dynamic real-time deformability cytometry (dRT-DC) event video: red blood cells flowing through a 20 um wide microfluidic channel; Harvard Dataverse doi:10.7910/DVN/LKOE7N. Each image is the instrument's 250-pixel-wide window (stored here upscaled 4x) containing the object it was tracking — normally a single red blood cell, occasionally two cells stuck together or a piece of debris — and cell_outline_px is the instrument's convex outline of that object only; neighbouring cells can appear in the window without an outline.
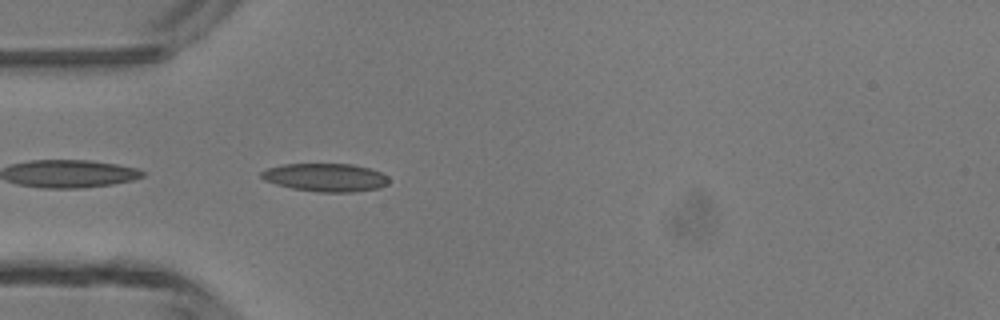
{"species": "common noctule bat (a hibernating species)", "species_latin": "Nyctalus noctula", "temperature_condition": "room temperature", "stored_images_in_passage": 34, "camera_frame_rate_fps": 3000, "um_per_image_px": 0.085, "animal": {"sex": "male", "body_mass_g": 13.3}, "frame": {"image": 1, "passage_image": 1, "time_ms": 0.0, "image_size_px": [1000, 320], "cell_outline_px": [[388, 184], [380, 188], [352, 192], [320, 192], [292, 188], [276, 184], [264, 180], [260, 176], [260, 172], [268, 168], [284, 164], [352, 164], [368, 168], [380, 172], [388, 176]], "centroid_in_image_um": [27.67, 15.08], "position_along_channel_um": 57.3, "area_um2": 20.87}}
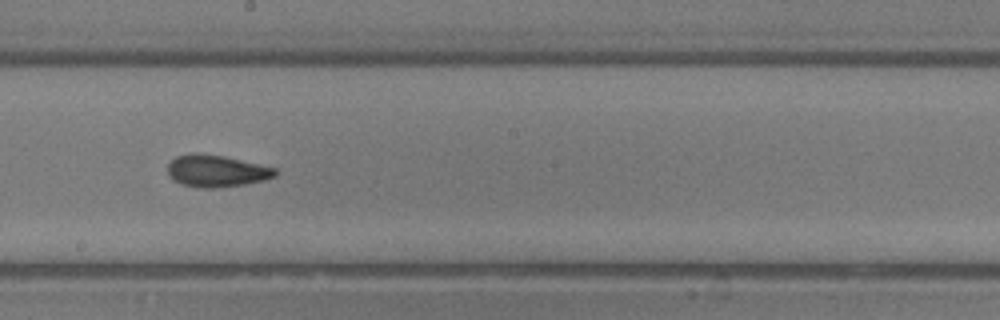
{"frame": {"image": 2, "passage_image": 13, "time_ms": 4.0, "image_size_px": [1000, 320], "cell_outline_px": [[276, 176], [264, 180], [244, 184], [216, 188], [196, 188], [180, 184], [172, 180], [168, 176], [168, 164], [176, 156], [188, 152], [196, 152], [224, 156], [276, 168]], "centroid_in_image_um": [18.34, 14.53], "position_along_channel_um": 229.9, "area_um2": 20.29}}
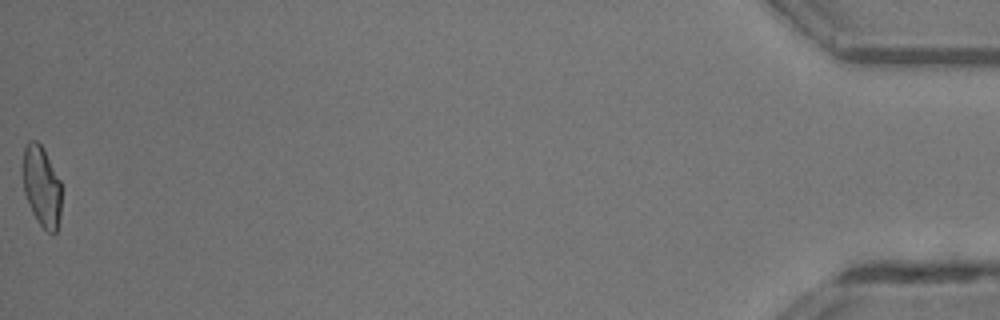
{"frame": {"image": 3, "passage_image": 34, "time_ms": 11.0, "image_size_px": [1000, 320], "cell_outline_px": [[60, 216], [56, 232], [48, 232], [40, 224], [32, 212], [24, 192], [24, 148], [28, 140], [36, 140], [40, 144], [60, 180]], "centroid_in_image_um": [3.54, 15.85], "position_along_channel_um": 431.7, "area_um2": 17.57}, "authors_computed_cell_mechanics": {"area_um2": 19.363, "velocity_mm_per_s": 4.3968, "shape_relaxation_time_tau1_ms": null, "shape_relaxation_time_tau2_ms": 2.1583, "deformation_change_tau1": null, "deformation_change_tau2": 0.0834}}